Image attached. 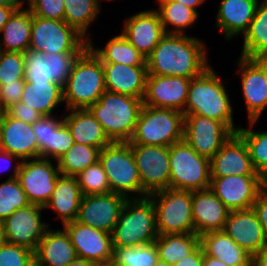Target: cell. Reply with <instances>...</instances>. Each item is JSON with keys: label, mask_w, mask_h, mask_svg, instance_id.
I'll use <instances>...</instances> for the list:
<instances>
[{"label": "cell", "mask_w": 267, "mask_h": 266, "mask_svg": "<svg viewBox=\"0 0 267 266\" xmlns=\"http://www.w3.org/2000/svg\"><path fill=\"white\" fill-rule=\"evenodd\" d=\"M122 23L121 33L145 58L166 34L159 13L153 8L130 15Z\"/></svg>", "instance_id": "cell-21"}, {"label": "cell", "mask_w": 267, "mask_h": 266, "mask_svg": "<svg viewBox=\"0 0 267 266\" xmlns=\"http://www.w3.org/2000/svg\"><path fill=\"white\" fill-rule=\"evenodd\" d=\"M248 121L259 120L267 108V59L237 58Z\"/></svg>", "instance_id": "cell-12"}, {"label": "cell", "mask_w": 267, "mask_h": 266, "mask_svg": "<svg viewBox=\"0 0 267 266\" xmlns=\"http://www.w3.org/2000/svg\"><path fill=\"white\" fill-rule=\"evenodd\" d=\"M6 112L10 116L31 125L43 116L39 111L27 107V105L22 102L12 105Z\"/></svg>", "instance_id": "cell-50"}, {"label": "cell", "mask_w": 267, "mask_h": 266, "mask_svg": "<svg viewBox=\"0 0 267 266\" xmlns=\"http://www.w3.org/2000/svg\"><path fill=\"white\" fill-rule=\"evenodd\" d=\"M73 144L71 132L63 122L57 129H52L51 146H47V159L57 161Z\"/></svg>", "instance_id": "cell-47"}, {"label": "cell", "mask_w": 267, "mask_h": 266, "mask_svg": "<svg viewBox=\"0 0 267 266\" xmlns=\"http://www.w3.org/2000/svg\"><path fill=\"white\" fill-rule=\"evenodd\" d=\"M2 112L0 111V132H1Z\"/></svg>", "instance_id": "cell-63"}, {"label": "cell", "mask_w": 267, "mask_h": 266, "mask_svg": "<svg viewBox=\"0 0 267 266\" xmlns=\"http://www.w3.org/2000/svg\"><path fill=\"white\" fill-rule=\"evenodd\" d=\"M204 251L199 245L191 254L181 259L173 266H203Z\"/></svg>", "instance_id": "cell-52"}, {"label": "cell", "mask_w": 267, "mask_h": 266, "mask_svg": "<svg viewBox=\"0 0 267 266\" xmlns=\"http://www.w3.org/2000/svg\"><path fill=\"white\" fill-rule=\"evenodd\" d=\"M148 197L155 207L159 235L195 233L192 191L167 188Z\"/></svg>", "instance_id": "cell-9"}, {"label": "cell", "mask_w": 267, "mask_h": 266, "mask_svg": "<svg viewBox=\"0 0 267 266\" xmlns=\"http://www.w3.org/2000/svg\"><path fill=\"white\" fill-rule=\"evenodd\" d=\"M230 210L208 188L192 191V218L195 234L224 230Z\"/></svg>", "instance_id": "cell-25"}, {"label": "cell", "mask_w": 267, "mask_h": 266, "mask_svg": "<svg viewBox=\"0 0 267 266\" xmlns=\"http://www.w3.org/2000/svg\"><path fill=\"white\" fill-rule=\"evenodd\" d=\"M76 178L83 196L112 193L107 175L99 161L81 171Z\"/></svg>", "instance_id": "cell-43"}, {"label": "cell", "mask_w": 267, "mask_h": 266, "mask_svg": "<svg viewBox=\"0 0 267 266\" xmlns=\"http://www.w3.org/2000/svg\"><path fill=\"white\" fill-rule=\"evenodd\" d=\"M92 41V39L88 41V47L102 63L146 66V58L124 37L122 33L108 39L104 47H94Z\"/></svg>", "instance_id": "cell-34"}, {"label": "cell", "mask_w": 267, "mask_h": 266, "mask_svg": "<svg viewBox=\"0 0 267 266\" xmlns=\"http://www.w3.org/2000/svg\"><path fill=\"white\" fill-rule=\"evenodd\" d=\"M25 0H0V5L20 10L25 5Z\"/></svg>", "instance_id": "cell-56"}, {"label": "cell", "mask_w": 267, "mask_h": 266, "mask_svg": "<svg viewBox=\"0 0 267 266\" xmlns=\"http://www.w3.org/2000/svg\"><path fill=\"white\" fill-rule=\"evenodd\" d=\"M234 133L222 122L197 114L184 115L183 139L211 159Z\"/></svg>", "instance_id": "cell-15"}, {"label": "cell", "mask_w": 267, "mask_h": 266, "mask_svg": "<svg viewBox=\"0 0 267 266\" xmlns=\"http://www.w3.org/2000/svg\"><path fill=\"white\" fill-rule=\"evenodd\" d=\"M250 266H267V247L251 256Z\"/></svg>", "instance_id": "cell-54"}, {"label": "cell", "mask_w": 267, "mask_h": 266, "mask_svg": "<svg viewBox=\"0 0 267 266\" xmlns=\"http://www.w3.org/2000/svg\"><path fill=\"white\" fill-rule=\"evenodd\" d=\"M266 184L260 175H229L211 177L209 189L230 211H234L252 208L259 191Z\"/></svg>", "instance_id": "cell-16"}, {"label": "cell", "mask_w": 267, "mask_h": 266, "mask_svg": "<svg viewBox=\"0 0 267 266\" xmlns=\"http://www.w3.org/2000/svg\"><path fill=\"white\" fill-rule=\"evenodd\" d=\"M203 266H228V265L220 261L219 259L204 254Z\"/></svg>", "instance_id": "cell-57"}, {"label": "cell", "mask_w": 267, "mask_h": 266, "mask_svg": "<svg viewBox=\"0 0 267 266\" xmlns=\"http://www.w3.org/2000/svg\"><path fill=\"white\" fill-rule=\"evenodd\" d=\"M81 53H42L27 50L25 57L26 82H54L66 84L75 60Z\"/></svg>", "instance_id": "cell-17"}, {"label": "cell", "mask_w": 267, "mask_h": 266, "mask_svg": "<svg viewBox=\"0 0 267 266\" xmlns=\"http://www.w3.org/2000/svg\"><path fill=\"white\" fill-rule=\"evenodd\" d=\"M25 82V80H14V82L0 85L1 112L6 111L9 107L21 101Z\"/></svg>", "instance_id": "cell-49"}, {"label": "cell", "mask_w": 267, "mask_h": 266, "mask_svg": "<svg viewBox=\"0 0 267 266\" xmlns=\"http://www.w3.org/2000/svg\"><path fill=\"white\" fill-rule=\"evenodd\" d=\"M0 149L21 160L38 158V143L32 125L2 112Z\"/></svg>", "instance_id": "cell-24"}, {"label": "cell", "mask_w": 267, "mask_h": 266, "mask_svg": "<svg viewBox=\"0 0 267 266\" xmlns=\"http://www.w3.org/2000/svg\"><path fill=\"white\" fill-rule=\"evenodd\" d=\"M44 207L29 204L14 211L2 224L3 241L28 248L35 252L49 223L42 220Z\"/></svg>", "instance_id": "cell-13"}, {"label": "cell", "mask_w": 267, "mask_h": 266, "mask_svg": "<svg viewBox=\"0 0 267 266\" xmlns=\"http://www.w3.org/2000/svg\"><path fill=\"white\" fill-rule=\"evenodd\" d=\"M24 53L0 51V85L24 80Z\"/></svg>", "instance_id": "cell-44"}, {"label": "cell", "mask_w": 267, "mask_h": 266, "mask_svg": "<svg viewBox=\"0 0 267 266\" xmlns=\"http://www.w3.org/2000/svg\"><path fill=\"white\" fill-rule=\"evenodd\" d=\"M154 242L159 259L174 265L200 245V236L195 233L158 235Z\"/></svg>", "instance_id": "cell-37"}, {"label": "cell", "mask_w": 267, "mask_h": 266, "mask_svg": "<svg viewBox=\"0 0 267 266\" xmlns=\"http://www.w3.org/2000/svg\"><path fill=\"white\" fill-rule=\"evenodd\" d=\"M83 194L76 177L60 175L44 209H53L56 219L64 225L77 219Z\"/></svg>", "instance_id": "cell-30"}, {"label": "cell", "mask_w": 267, "mask_h": 266, "mask_svg": "<svg viewBox=\"0 0 267 266\" xmlns=\"http://www.w3.org/2000/svg\"><path fill=\"white\" fill-rule=\"evenodd\" d=\"M144 197L170 188L169 147L130 144Z\"/></svg>", "instance_id": "cell-11"}, {"label": "cell", "mask_w": 267, "mask_h": 266, "mask_svg": "<svg viewBox=\"0 0 267 266\" xmlns=\"http://www.w3.org/2000/svg\"><path fill=\"white\" fill-rule=\"evenodd\" d=\"M212 66L201 75L191 79L185 114H197L224 123L234 134L241 126H236L226 81L221 80Z\"/></svg>", "instance_id": "cell-2"}, {"label": "cell", "mask_w": 267, "mask_h": 266, "mask_svg": "<svg viewBox=\"0 0 267 266\" xmlns=\"http://www.w3.org/2000/svg\"><path fill=\"white\" fill-rule=\"evenodd\" d=\"M0 266H35L34 251L3 241L0 244Z\"/></svg>", "instance_id": "cell-46"}, {"label": "cell", "mask_w": 267, "mask_h": 266, "mask_svg": "<svg viewBox=\"0 0 267 266\" xmlns=\"http://www.w3.org/2000/svg\"><path fill=\"white\" fill-rule=\"evenodd\" d=\"M170 188L184 191L210 187V159L199 155L184 139L169 146Z\"/></svg>", "instance_id": "cell-8"}, {"label": "cell", "mask_w": 267, "mask_h": 266, "mask_svg": "<svg viewBox=\"0 0 267 266\" xmlns=\"http://www.w3.org/2000/svg\"><path fill=\"white\" fill-rule=\"evenodd\" d=\"M49 227L35 252V266H65L77 258L69 234L64 228Z\"/></svg>", "instance_id": "cell-28"}, {"label": "cell", "mask_w": 267, "mask_h": 266, "mask_svg": "<svg viewBox=\"0 0 267 266\" xmlns=\"http://www.w3.org/2000/svg\"><path fill=\"white\" fill-rule=\"evenodd\" d=\"M224 231L251 256L267 247L263 227L252 208L230 211Z\"/></svg>", "instance_id": "cell-23"}, {"label": "cell", "mask_w": 267, "mask_h": 266, "mask_svg": "<svg viewBox=\"0 0 267 266\" xmlns=\"http://www.w3.org/2000/svg\"><path fill=\"white\" fill-rule=\"evenodd\" d=\"M102 266H116V265L114 263H112V262H108V263H106V264H104Z\"/></svg>", "instance_id": "cell-62"}, {"label": "cell", "mask_w": 267, "mask_h": 266, "mask_svg": "<svg viewBox=\"0 0 267 266\" xmlns=\"http://www.w3.org/2000/svg\"><path fill=\"white\" fill-rule=\"evenodd\" d=\"M16 10H17L16 8L0 5V32L3 29L5 23L9 20V18Z\"/></svg>", "instance_id": "cell-55"}, {"label": "cell", "mask_w": 267, "mask_h": 266, "mask_svg": "<svg viewBox=\"0 0 267 266\" xmlns=\"http://www.w3.org/2000/svg\"><path fill=\"white\" fill-rule=\"evenodd\" d=\"M105 91L103 64L87 47L75 60L63 86L65 110L89 109Z\"/></svg>", "instance_id": "cell-3"}, {"label": "cell", "mask_w": 267, "mask_h": 266, "mask_svg": "<svg viewBox=\"0 0 267 266\" xmlns=\"http://www.w3.org/2000/svg\"><path fill=\"white\" fill-rule=\"evenodd\" d=\"M183 129V112L143 105L129 143L169 147L183 140Z\"/></svg>", "instance_id": "cell-7"}, {"label": "cell", "mask_w": 267, "mask_h": 266, "mask_svg": "<svg viewBox=\"0 0 267 266\" xmlns=\"http://www.w3.org/2000/svg\"><path fill=\"white\" fill-rule=\"evenodd\" d=\"M27 8L33 15L64 21V0H26Z\"/></svg>", "instance_id": "cell-48"}, {"label": "cell", "mask_w": 267, "mask_h": 266, "mask_svg": "<svg viewBox=\"0 0 267 266\" xmlns=\"http://www.w3.org/2000/svg\"><path fill=\"white\" fill-rule=\"evenodd\" d=\"M21 164H15L9 178L0 183V222H3L14 211L30 203L18 179Z\"/></svg>", "instance_id": "cell-41"}, {"label": "cell", "mask_w": 267, "mask_h": 266, "mask_svg": "<svg viewBox=\"0 0 267 266\" xmlns=\"http://www.w3.org/2000/svg\"><path fill=\"white\" fill-rule=\"evenodd\" d=\"M156 2H158V9L155 8V10L159 13L166 34L187 35V29L196 25L200 17L194 9L180 2L174 0H157Z\"/></svg>", "instance_id": "cell-36"}, {"label": "cell", "mask_w": 267, "mask_h": 266, "mask_svg": "<svg viewBox=\"0 0 267 266\" xmlns=\"http://www.w3.org/2000/svg\"><path fill=\"white\" fill-rule=\"evenodd\" d=\"M191 79L181 76L147 75L143 105L178 110L185 115Z\"/></svg>", "instance_id": "cell-20"}, {"label": "cell", "mask_w": 267, "mask_h": 266, "mask_svg": "<svg viewBox=\"0 0 267 266\" xmlns=\"http://www.w3.org/2000/svg\"><path fill=\"white\" fill-rule=\"evenodd\" d=\"M211 177L259 175L253 167L244 140L233 134L210 159Z\"/></svg>", "instance_id": "cell-22"}, {"label": "cell", "mask_w": 267, "mask_h": 266, "mask_svg": "<svg viewBox=\"0 0 267 266\" xmlns=\"http://www.w3.org/2000/svg\"><path fill=\"white\" fill-rule=\"evenodd\" d=\"M261 0H221L215 26L224 34L225 40L242 37L254 18L255 10ZM242 35V36H241Z\"/></svg>", "instance_id": "cell-26"}, {"label": "cell", "mask_w": 267, "mask_h": 266, "mask_svg": "<svg viewBox=\"0 0 267 266\" xmlns=\"http://www.w3.org/2000/svg\"><path fill=\"white\" fill-rule=\"evenodd\" d=\"M20 102L43 116L54 115L58 105L64 104L63 87L54 82H25Z\"/></svg>", "instance_id": "cell-33"}, {"label": "cell", "mask_w": 267, "mask_h": 266, "mask_svg": "<svg viewBox=\"0 0 267 266\" xmlns=\"http://www.w3.org/2000/svg\"><path fill=\"white\" fill-rule=\"evenodd\" d=\"M113 247L142 246L158 237L156 212L152 200L128 199L111 233Z\"/></svg>", "instance_id": "cell-5"}, {"label": "cell", "mask_w": 267, "mask_h": 266, "mask_svg": "<svg viewBox=\"0 0 267 266\" xmlns=\"http://www.w3.org/2000/svg\"><path fill=\"white\" fill-rule=\"evenodd\" d=\"M3 242V235H2V224L0 222V244Z\"/></svg>", "instance_id": "cell-61"}, {"label": "cell", "mask_w": 267, "mask_h": 266, "mask_svg": "<svg viewBox=\"0 0 267 266\" xmlns=\"http://www.w3.org/2000/svg\"><path fill=\"white\" fill-rule=\"evenodd\" d=\"M127 200V197L116 193L84 195L76 221L112 233Z\"/></svg>", "instance_id": "cell-19"}, {"label": "cell", "mask_w": 267, "mask_h": 266, "mask_svg": "<svg viewBox=\"0 0 267 266\" xmlns=\"http://www.w3.org/2000/svg\"><path fill=\"white\" fill-rule=\"evenodd\" d=\"M142 106L141 98L105 91L89 110L112 142H129Z\"/></svg>", "instance_id": "cell-4"}, {"label": "cell", "mask_w": 267, "mask_h": 266, "mask_svg": "<svg viewBox=\"0 0 267 266\" xmlns=\"http://www.w3.org/2000/svg\"><path fill=\"white\" fill-rule=\"evenodd\" d=\"M159 255L155 242L142 246L113 247L116 266H155Z\"/></svg>", "instance_id": "cell-42"}, {"label": "cell", "mask_w": 267, "mask_h": 266, "mask_svg": "<svg viewBox=\"0 0 267 266\" xmlns=\"http://www.w3.org/2000/svg\"><path fill=\"white\" fill-rule=\"evenodd\" d=\"M88 40L65 21L32 14L29 50L42 53H82Z\"/></svg>", "instance_id": "cell-10"}, {"label": "cell", "mask_w": 267, "mask_h": 266, "mask_svg": "<svg viewBox=\"0 0 267 266\" xmlns=\"http://www.w3.org/2000/svg\"><path fill=\"white\" fill-rule=\"evenodd\" d=\"M64 123L68 126L74 143L99 148L112 143L101 124L89 109L66 110Z\"/></svg>", "instance_id": "cell-29"}, {"label": "cell", "mask_w": 267, "mask_h": 266, "mask_svg": "<svg viewBox=\"0 0 267 266\" xmlns=\"http://www.w3.org/2000/svg\"><path fill=\"white\" fill-rule=\"evenodd\" d=\"M240 56L249 59H267V2L261 0L248 30L243 35Z\"/></svg>", "instance_id": "cell-35"}, {"label": "cell", "mask_w": 267, "mask_h": 266, "mask_svg": "<svg viewBox=\"0 0 267 266\" xmlns=\"http://www.w3.org/2000/svg\"><path fill=\"white\" fill-rule=\"evenodd\" d=\"M55 115L42 116L32 124V131L38 143V157L47 158V146H51L52 129H57L64 122V114L59 119L57 114Z\"/></svg>", "instance_id": "cell-45"}, {"label": "cell", "mask_w": 267, "mask_h": 266, "mask_svg": "<svg viewBox=\"0 0 267 266\" xmlns=\"http://www.w3.org/2000/svg\"><path fill=\"white\" fill-rule=\"evenodd\" d=\"M65 266H97V265L91 261L77 257L76 259H74L72 262H70Z\"/></svg>", "instance_id": "cell-59"}, {"label": "cell", "mask_w": 267, "mask_h": 266, "mask_svg": "<svg viewBox=\"0 0 267 266\" xmlns=\"http://www.w3.org/2000/svg\"><path fill=\"white\" fill-rule=\"evenodd\" d=\"M100 149L84 144L74 143L58 160L61 175L76 177L88 166L99 161Z\"/></svg>", "instance_id": "cell-40"}, {"label": "cell", "mask_w": 267, "mask_h": 266, "mask_svg": "<svg viewBox=\"0 0 267 266\" xmlns=\"http://www.w3.org/2000/svg\"><path fill=\"white\" fill-rule=\"evenodd\" d=\"M15 160H17V161H15ZM13 161L17 162V164L22 163V160L19 157L0 149V165H1L0 166V172L1 173L10 171L9 169H11L12 166L14 165Z\"/></svg>", "instance_id": "cell-53"}, {"label": "cell", "mask_w": 267, "mask_h": 266, "mask_svg": "<svg viewBox=\"0 0 267 266\" xmlns=\"http://www.w3.org/2000/svg\"><path fill=\"white\" fill-rule=\"evenodd\" d=\"M99 163L107 175L112 193L128 199L144 197V189L129 142H112L102 148Z\"/></svg>", "instance_id": "cell-6"}, {"label": "cell", "mask_w": 267, "mask_h": 266, "mask_svg": "<svg viewBox=\"0 0 267 266\" xmlns=\"http://www.w3.org/2000/svg\"><path fill=\"white\" fill-rule=\"evenodd\" d=\"M200 245L205 255H209L228 266H250L251 255L240 247L224 230L204 233Z\"/></svg>", "instance_id": "cell-31"}, {"label": "cell", "mask_w": 267, "mask_h": 266, "mask_svg": "<svg viewBox=\"0 0 267 266\" xmlns=\"http://www.w3.org/2000/svg\"><path fill=\"white\" fill-rule=\"evenodd\" d=\"M60 175L57 161L38 157L22 160L18 179L29 203L45 207Z\"/></svg>", "instance_id": "cell-14"}, {"label": "cell", "mask_w": 267, "mask_h": 266, "mask_svg": "<svg viewBox=\"0 0 267 266\" xmlns=\"http://www.w3.org/2000/svg\"><path fill=\"white\" fill-rule=\"evenodd\" d=\"M31 28V11L16 10L0 32V51L25 53L30 47Z\"/></svg>", "instance_id": "cell-32"}, {"label": "cell", "mask_w": 267, "mask_h": 266, "mask_svg": "<svg viewBox=\"0 0 267 266\" xmlns=\"http://www.w3.org/2000/svg\"><path fill=\"white\" fill-rule=\"evenodd\" d=\"M205 47L196 36L165 34L146 58L148 74L197 77L211 66Z\"/></svg>", "instance_id": "cell-1"}, {"label": "cell", "mask_w": 267, "mask_h": 266, "mask_svg": "<svg viewBox=\"0 0 267 266\" xmlns=\"http://www.w3.org/2000/svg\"><path fill=\"white\" fill-rule=\"evenodd\" d=\"M69 234L77 257L102 266L112 261V235L109 232L83 225L76 220L62 226Z\"/></svg>", "instance_id": "cell-18"}, {"label": "cell", "mask_w": 267, "mask_h": 266, "mask_svg": "<svg viewBox=\"0 0 267 266\" xmlns=\"http://www.w3.org/2000/svg\"><path fill=\"white\" fill-rule=\"evenodd\" d=\"M174 1L180 2L183 5L194 9L198 14H199V12H198L197 8L206 2V0H174Z\"/></svg>", "instance_id": "cell-58"}, {"label": "cell", "mask_w": 267, "mask_h": 266, "mask_svg": "<svg viewBox=\"0 0 267 266\" xmlns=\"http://www.w3.org/2000/svg\"><path fill=\"white\" fill-rule=\"evenodd\" d=\"M106 91L144 98L148 70L146 66L102 63Z\"/></svg>", "instance_id": "cell-27"}, {"label": "cell", "mask_w": 267, "mask_h": 266, "mask_svg": "<svg viewBox=\"0 0 267 266\" xmlns=\"http://www.w3.org/2000/svg\"><path fill=\"white\" fill-rule=\"evenodd\" d=\"M155 266H173V265H170L166 261L159 259L158 262L155 264Z\"/></svg>", "instance_id": "cell-60"}, {"label": "cell", "mask_w": 267, "mask_h": 266, "mask_svg": "<svg viewBox=\"0 0 267 266\" xmlns=\"http://www.w3.org/2000/svg\"><path fill=\"white\" fill-rule=\"evenodd\" d=\"M101 6L100 0H64V21L89 41L88 29L98 18Z\"/></svg>", "instance_id": "cell-38"}, {"label": "cell", "mask_w": 267, "mask_h": 266, "mask_svg": "<svg viewBox=\"0 0 267 266\" xmlns=\"http://www.w3.org/2000/svg\"><path fill=\"white\" fill-rule=\"evenodd\" d=\"M257 122L248 121L249 127H240L236 133L246 143L254 169L267 183V130L255 131L253 127Z\"/></svg>", "instance_id": "cell-39"}, {"label": "cell", "mask_w": 267, "mask_h": 266, "mask_svg": "<svg viewBox=\"0 0 267 266\" xmlns=\"http://www.w3.org/2000/svg\"><path fill=\"white\" fill-rule=\"evenodd\" d=\"M252 209L254 210L258 221L263 227V231L267 240V184L259 191Z\"/></svg>", "instance_id": "cell-51"}]
</instances>
